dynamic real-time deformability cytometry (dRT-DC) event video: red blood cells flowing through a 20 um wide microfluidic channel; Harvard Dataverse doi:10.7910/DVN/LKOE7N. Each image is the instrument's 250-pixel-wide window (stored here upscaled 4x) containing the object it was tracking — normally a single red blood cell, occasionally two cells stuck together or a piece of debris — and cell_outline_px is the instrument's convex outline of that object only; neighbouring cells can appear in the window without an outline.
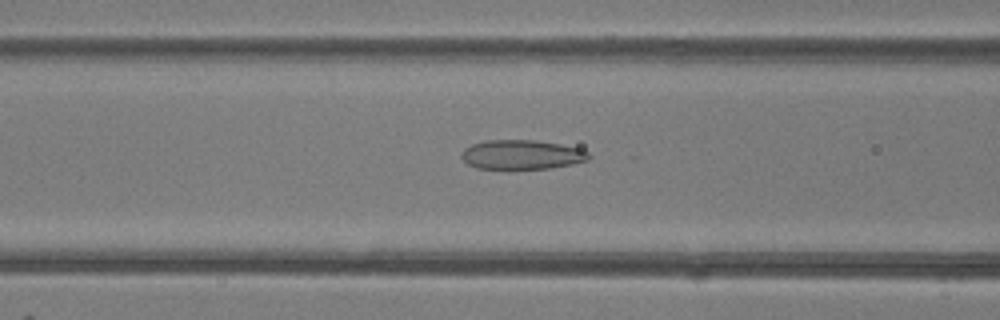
{"species": "common noctule bat (a hibernating species)", "species_latin": "Nyctalus noctula", "temperature_condition": "room temperature", "stored_images_in_passage": 35, "camera_frame_rate_fps": 3000, "um_per_image_px": 0.085, "animal": {"sex": "female"}, "frame": {"image": 1, "passage_image": 6, "time_ms": 1.667, "image_size_px": [1000, 320], "cell_outline_px": [[592, 156], [588, 160], [572, 164], [552, 168], [508, 172], [476, 168], [468, 164], [460, 156], [460, 152], [464, 148], [472, 144], [484, 140], [536, 140], [560, 144], [580, 148], [588, 152]], "centroid_in_image_um": [44.31, 13.19], "position_along_channel_um": 122.3, "area_um2": 22.95}}
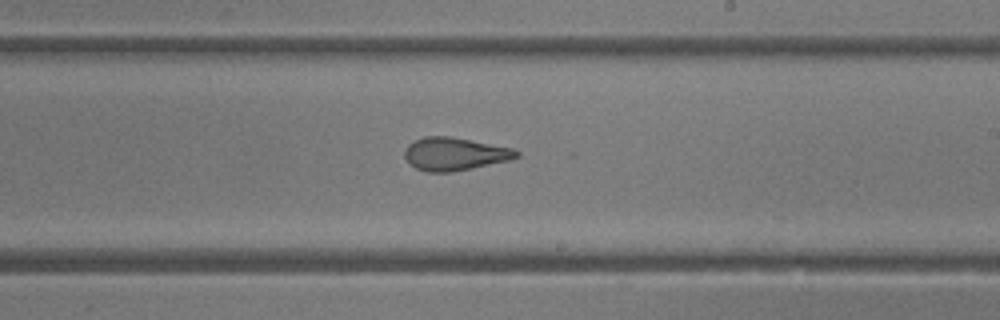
{"frame": {"image": 2, "passage_image": 15, "time_ms": 4.667, "image_size_px": [1000, 320], "cell_outline_px": [[520, 156], [512, 160], [452, 172], [428, 172], [416, 168], [408, 164], [404, 156], [404, 148], [408, 144], [424, 136], [452, 136], [512, 148], [520, 152]], "centroid_in_image_um": [38.64, 13.08], "position_along_channel_um": 250.4, "area_um2": 21.73}}
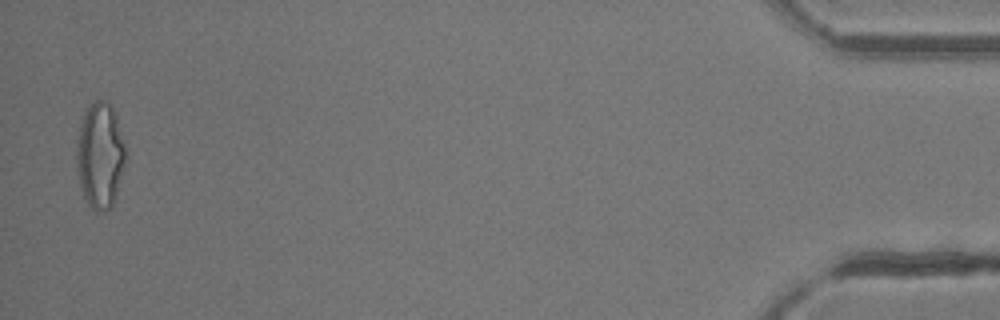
{"frame": {"image": 3, "passage_image": 34, "time_ms": 11.0, "image_size_px": [1000, 320], "cell_outline_px": [[124, 160], [112, 208], [104, 212], [96, 212], [88, 204], [84, 196], [80, 184], [76, 164], [76, 148], [80, 124], [84, 112], [96, 100], [100, 100], [108, 104], [112, 108], [116, 116], [124, 144]], "centroid_in_image_um": [8.47, 13.24], "position_along_channel_um": 426.7, "area_um2": 29.54}, "authors_computed_cell_mechanics": {"area_um2": 22.9466, "velocity_mm_per_s": 4.2656, "shape_relaxation_time_tau1_ms": null, "shape_relaxation_time_tau2_ms": 1.4727, "deformation_change_tau1": null, "deformation_change_tau2": 0.0993}}